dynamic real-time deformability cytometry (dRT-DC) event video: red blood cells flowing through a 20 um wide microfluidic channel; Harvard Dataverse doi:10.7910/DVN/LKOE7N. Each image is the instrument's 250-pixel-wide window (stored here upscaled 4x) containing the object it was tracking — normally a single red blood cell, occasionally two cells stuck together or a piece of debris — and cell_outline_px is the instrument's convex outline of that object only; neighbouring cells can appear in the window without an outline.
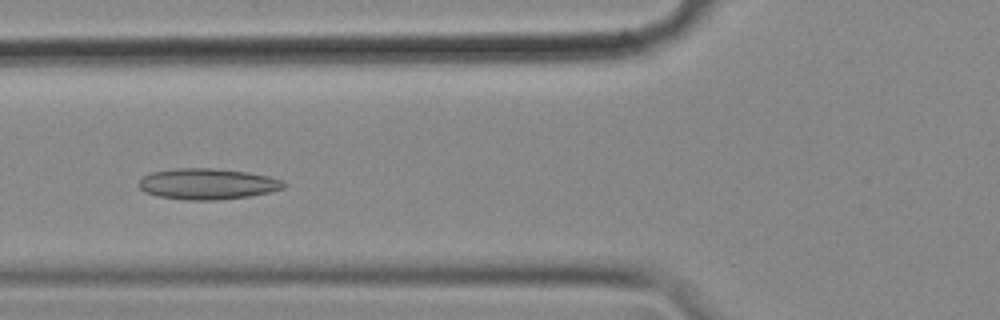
{"species": "common noctule bat (a hibernating species)", "species_latin": "Nyctalus noctula", "temperature_condition": "cold", "stored_images_in_passage": 43, "camera_frame_rate_fps": 3000, "um_per_image_px": 0.085, "animal": {"sex": "female", "body_mass_g": 18.4}, "frame": {"image": 1, "passage_image": 8, "time_ms": 2.333, "image_size_px": [1000, 320], "cell_outline_px": [[288, 184], [284, 188], [252, 196], [216, 200], [184, 200], [156, 196], [144, 192], [140, 188], [140, 180], [144, 176], [152, 172], [176, 168], [212, 168], [248, 172], [272, 176]], "centroid_in_image_um": [17.66, 15.64], "position_along_channel_um": 108.1, "area_um2": 26.3}}
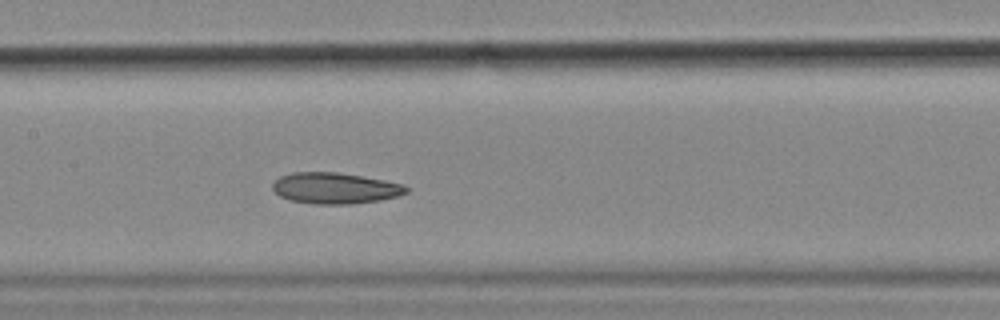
{"frame": {"image": 2, "passage_image": 14, "time_ms": 4.333, "image_size_px": [1000, 320], "cell_outline_px": [[408, 192], [396, 196], [380, 200], [352, 204], [316, 204], [288, 200], [280, 196], [272, 188], [272, 184], [280, 176], [292, 172], [336, 172], [384, 180], [404, 184], [408, 188]], "centroid_in_image_um": [28.46, 16.0], "position_along_channel_um": 178.9, "area_um2": 24.16}}
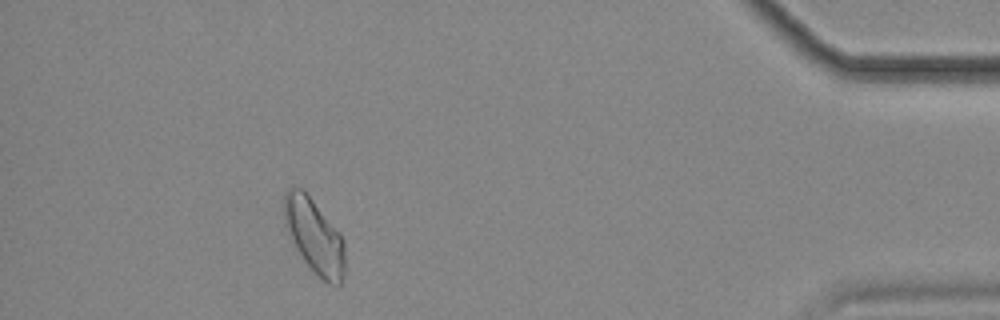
{"frame": {"image": 3, "passage_image": 38, "time_ms": 12.333, "image_size_px": [1000, 320], "cell_outline_px": [[344, 276], [340, 284], [328, 284], [304, 260], [288, 240], [284, 228], [284, 192], [288, 188], [300, 188], [312, 200], [340, 232], [344, 240]], "centroid_in_image_um": [26.68, 20.06], "position_along_channel_um": 408.5, "area_um2": 26.41}, "authors_computed_cell_mechanics": {"area_um2": 24.565, "velocity_mm_per_s": 3.534, "shape_relaxation_time_tau1_ms": null, "shape_relaxation_time_tau2_ms": 5.5119, "deformation_change_tau1": null, "deformation_change_tau2": 0.1113}}